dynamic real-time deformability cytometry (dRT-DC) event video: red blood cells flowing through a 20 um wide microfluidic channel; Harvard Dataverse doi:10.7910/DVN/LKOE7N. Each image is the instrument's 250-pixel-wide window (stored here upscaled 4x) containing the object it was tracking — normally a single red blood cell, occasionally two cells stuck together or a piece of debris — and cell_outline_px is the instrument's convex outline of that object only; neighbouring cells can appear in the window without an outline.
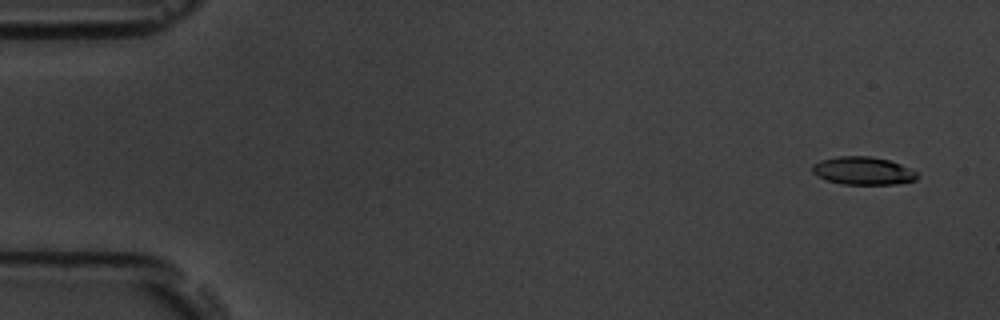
{"species": "common noctule bat (a hibernating species)", "species_latin": "Nyctalus noctula", "temperature_condition": "room temperature", "stored_images_in_passage": 6, "camera_frame_rate_fps": 3000, "um_per_image_px": 0.085, "animal": {"sex": "male", "body_mass_g": 19.5, "forearm_length_mm": 54.6}, "frame": {"image": 1, "passage_image": 1, "time_ms": 0.0, "image_size_px": [1000, 320], "cell_outline_px": [[920, 176], [916, 180], [896, 184], [844, 184], [828, 180], [816, 176], [812, 172], [812, 164], [820, 160], [836, 156], [872, 156], [888, 160], [900, 164], [916, 172]], "centroid_in_image_um": [73.34, 14.51], "position_along_channel_um": 11.7, "area_um2": 17.11}}
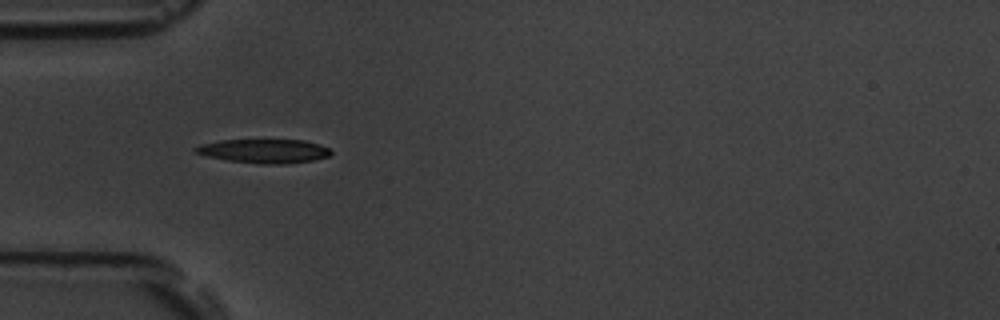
{"frame": {"image": 2, "passage_image": 5, "time_ms": 1.333, "image_size_px": [1000, 320], "cell_outline_px": [[332, 152], [328, 156], [312, 160], [284, 164], [260, 164], [228, 160], [208, 156], [196, 152], [192, 148], [200, 144], [220, 140], [304, 140], [320, 144], [328, 148]], "centroid_in_image_um": [22.44, 12.83], "position_along_channel_um": 62.6, "area_um2": 18.79}}
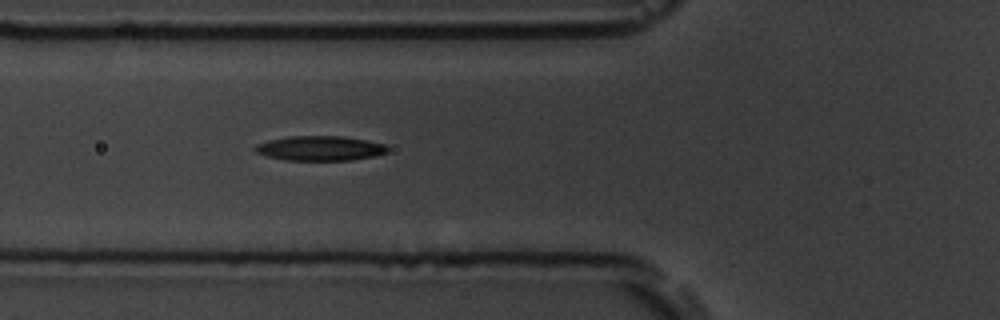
{"frame": {"image": 3, "passage_image": 6, "time_ms": 1.667, "image_size_px": [1000, 320], "cell_outline_px": [[388, 152], [376, 156], [352, 160], [284, 160], [268, 156], [256, 152], [256, 144], [268, 140], [288, 136], [344, 136], [384, 144], [388, 148]], "centroid_in_image_um": [27.22, 12.6], "position_along_channel_um": 98.6, "area_um2": 19.02}}